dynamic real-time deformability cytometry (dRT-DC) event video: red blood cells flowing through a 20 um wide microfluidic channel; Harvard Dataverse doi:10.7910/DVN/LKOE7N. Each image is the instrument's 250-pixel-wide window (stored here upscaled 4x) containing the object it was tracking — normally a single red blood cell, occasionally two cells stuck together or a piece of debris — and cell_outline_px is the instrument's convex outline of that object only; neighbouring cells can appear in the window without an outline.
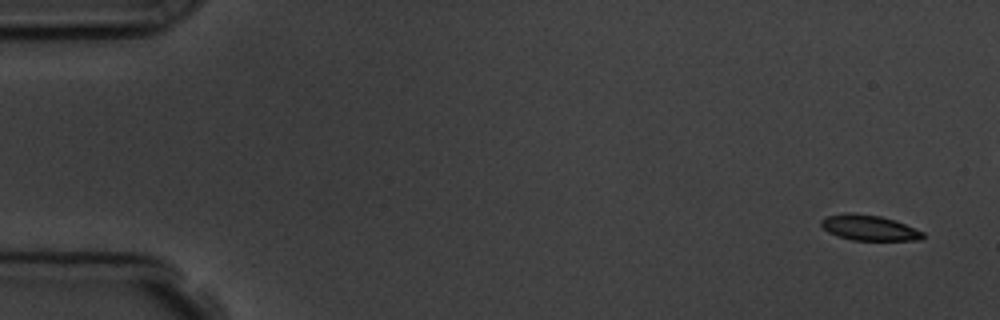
{"species": "common noctule bat (a hibernating species)", "species_latin": "Nyctalus noctula", "temperature_condition": "room temperature", "stored_images_in_passage": 6, "camera_frame_rate_fps": 3000, "um_per_image_px": 0.085, "animal": {"sex": "male", "body_mass_g": 19.5, "forearm_length_mm": 54.6}, "frame": {"image": 1, "passage_image": 1, "time_ms": 0.0, "image_size_px": [1000, 320], "cell_outline_px": [[924, 236], [920, 240], [852, 240], [828, 232], [820, 224], [820, 220], [824, 216], [848, 212], [852, 212], [880, 216], [904, 224], [924, 232]], "centroid_in_image_um": [73.83, 19.35], "position_along_channel_um": 11.2, "area_um2": 14.97}}